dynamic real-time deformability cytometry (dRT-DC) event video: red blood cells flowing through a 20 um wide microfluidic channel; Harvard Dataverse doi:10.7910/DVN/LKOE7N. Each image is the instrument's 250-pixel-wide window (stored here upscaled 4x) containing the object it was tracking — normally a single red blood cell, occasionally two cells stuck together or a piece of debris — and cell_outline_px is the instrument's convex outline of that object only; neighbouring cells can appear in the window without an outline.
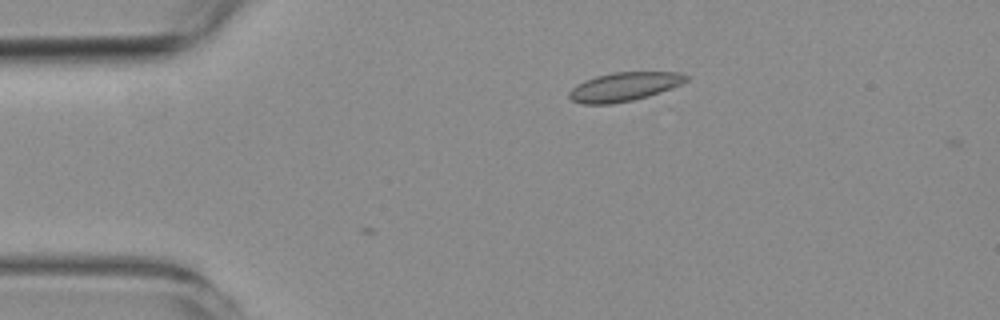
{"species": "common noctule bat (a hibernating species)", "species_latin": "Nyctalus noctula", "temperature_condition": "room temperature", "stored_images_in_passage": 6, "camera_frame_rate_fps": 3000, "um_per_image_px": 0.085, "animal": {"sex": "female", "body_mass_g": 19.3, "forearm_length_mm": 54.1}, "frame": {"image": 1, "passage_image": 1, "time_ms": 0.0, "image_size_px": [1000, 320], "cell_outline_px": [[688, 80], [672, 88], [648, 96], [632, 100], [612, 104], [584, 104], [572, 100], [568, 96], [568, 92], [576, 84], [584, 80], [596, 76], [612, 72], [680, 72], [688, 76]], "centroid_in_image_um": [53.03, 7.37], "position_along_channel_um": 32.0, "area_um2": 19.65}}